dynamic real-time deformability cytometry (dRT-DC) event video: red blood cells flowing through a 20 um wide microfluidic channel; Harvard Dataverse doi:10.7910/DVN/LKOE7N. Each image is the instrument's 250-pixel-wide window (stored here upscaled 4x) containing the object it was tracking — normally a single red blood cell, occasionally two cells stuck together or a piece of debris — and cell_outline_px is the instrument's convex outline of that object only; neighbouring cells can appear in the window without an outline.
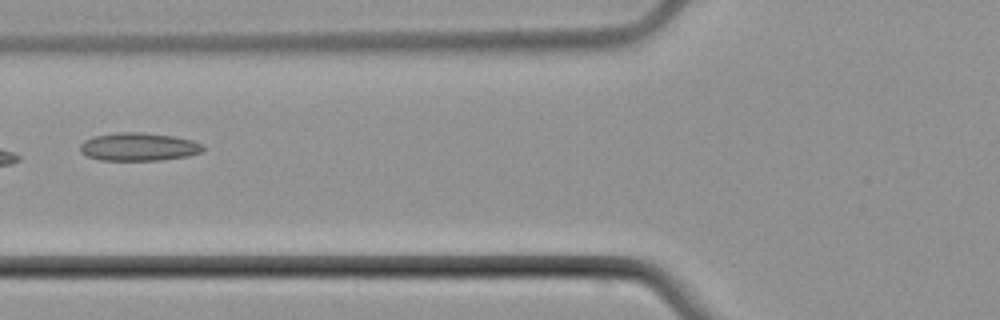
{"species": "common noctule bat (a hibernating species)", "species_latin": "Nyctalus noctula", "temperature_condition": "cold", "stored_images_in_passage": 6, "camera_frame_rate_fps": 3000, "um_per_image_px": 0.085, "animal": {"sex": "male", "body_mass_g": 21.5, "forearm_length_mm": 52.0}, "frame": {"image": 1, "passage_image": 6, "time_ms": 7.0, "image_size_px": [1000, 320], "cell_outline_px": [[204, 148], [200, 152], [188, 156], [160, 160], [100, 160], [88, 156], [80, 152], [80, 144], [84, 140], [92, 136], [116, 132], [144, 132], [172, 136], [192, 140], [204, 144]], "centroid_in_image_um": [11.76, 12.47], "position_along_channel_um": 114.0, "area_um2": 20.23}}